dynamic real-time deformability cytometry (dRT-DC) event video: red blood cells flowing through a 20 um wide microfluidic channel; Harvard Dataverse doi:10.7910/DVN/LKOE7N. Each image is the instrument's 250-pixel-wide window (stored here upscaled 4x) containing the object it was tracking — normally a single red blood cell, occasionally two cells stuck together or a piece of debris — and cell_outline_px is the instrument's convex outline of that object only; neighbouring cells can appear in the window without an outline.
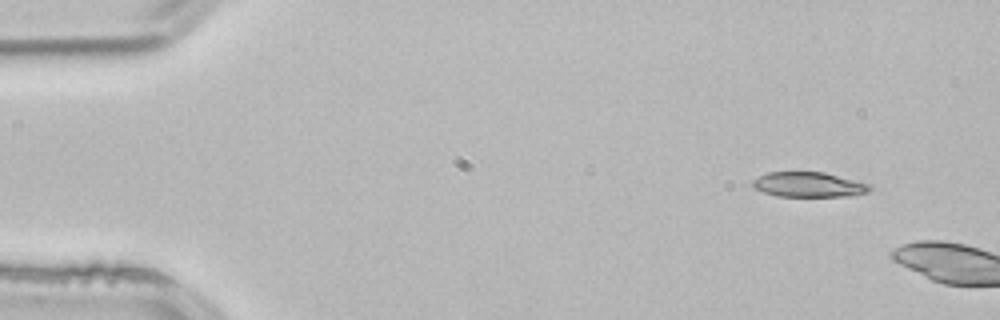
{"species": "common noctule bat (a hibernating species)", "species_latin": "Nyctalus noctula", "temperature_condition": "room temperature", "stored_images_in_passage": 2, "camera_frame_rate_fps": 3000, "um_per_image_px": 0.085, "animal": {"sex": "male", "body_mass_g": 21.5, "forearm_length_mm": 52.0}, "frame": {"image": 1, "passage_image": 1, "time_ms": 0.0, "image_size_px": [1000, 320], "cell_outline_px": [[872, 188], [868, 192], [852, 196], [776, 196], [764, 192], [756, 188], [752, 184], [752, 180], [768, 172], [824, 172], [872, 184]], "centroid_in_image_um": [68.79, 15.69], "position_along_channel_um": 16.2, "area_um2": 17.05}}